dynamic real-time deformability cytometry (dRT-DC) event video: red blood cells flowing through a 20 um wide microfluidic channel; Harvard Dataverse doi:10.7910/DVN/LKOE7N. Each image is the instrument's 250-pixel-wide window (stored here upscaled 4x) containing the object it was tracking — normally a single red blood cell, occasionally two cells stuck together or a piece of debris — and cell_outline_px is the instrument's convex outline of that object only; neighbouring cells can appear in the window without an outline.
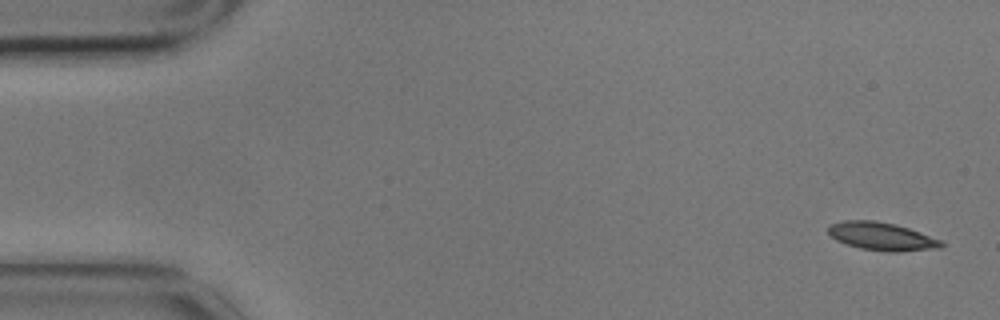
{"species": "common noctule bat (a hibernating species)", "species_latin": "Nyctalus noctula", "temperature_condition": "cold", "stored_images_in_passage": 5, "camera_frame_rate_fps": 3000, "um_per_image_px": 0.085, "animal": {"sex": "male", "body_mass_g": 17.9}, "frame": {"image": 1, "passage_image": 1, "time_ms": 0.0, "image_size_px": [1000, 320], "cell_outline_px": [[944, 244], [940, 248], [900, 252], [888, 252], [860, 248], [836, 240], [828, 232], [828, 224], [844, 220], [876, 220], [896, 224], [944, 240]], "centroid_in_image_um": [74.98, 20.08], "position_along_channel_um": 10.0, "area_um2": 18.67}}
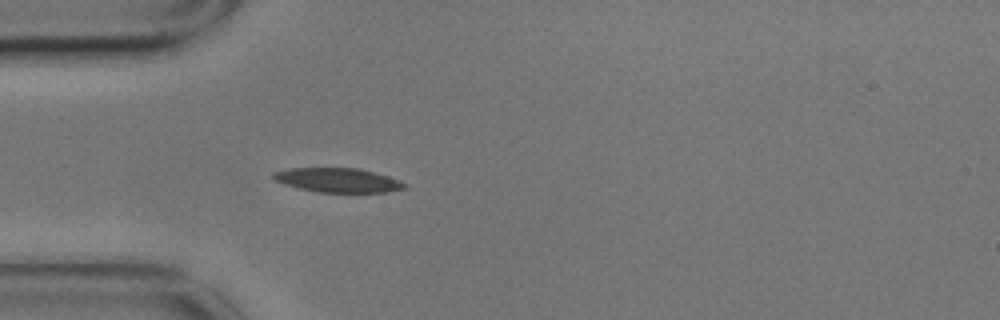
{"frame": {"image": 2, "passage_image": 5, "time_ms": 1.333, "image_size_px": [1000, 320], "cell_outline_px": [[408, 188], [388, 192], [320, 192], [300, 188], [284, 184], [276, 180], [272, 176], [272, 172], [292, 168], [360, 168], [388, 176], [400, 180], [408, 184]], "centroid_in_image_um": [28.78, 15.31], "position_along_channel_um": 56.2, "area_um2": 18.55}}